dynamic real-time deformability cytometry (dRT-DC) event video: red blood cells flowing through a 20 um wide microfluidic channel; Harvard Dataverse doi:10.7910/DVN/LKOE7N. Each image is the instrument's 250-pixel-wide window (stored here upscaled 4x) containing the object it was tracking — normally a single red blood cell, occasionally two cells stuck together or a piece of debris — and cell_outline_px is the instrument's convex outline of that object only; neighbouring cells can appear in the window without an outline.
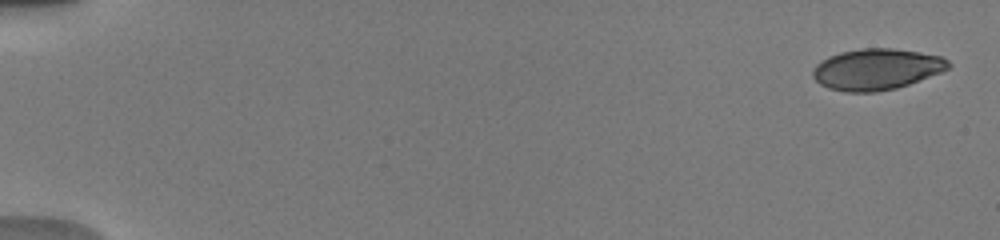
{"species": "human", "species_latin": "Homo sapiens", "temperature_condition": "warm", "stored_images_in_passage": 54, "camera_frame_rate_fps": 3000, "um_per_image_px": 0.085, "donor": {"sex": "male"}, "frame": {"image": 1, "passage_image": 2, "time_ms": 0.333, "image_size_px": [1000, 240], "cell_outline_px": [[952, 64], [948, 68], [940, 72], [908, 84], [896, 88], [876, 92], [844, 92], [828, 88], [820, 84], [812, 76], [812, 72], [816, 64], [820, 60], [828, 56], [840, 52], [860, 48], [892, 48], [920, 52], [940, 56], [948, 60]], "centroid_in_image_um": [74.47, 5.88], "position_along_channel_um": 10.5, "area_um2": 32.54}}
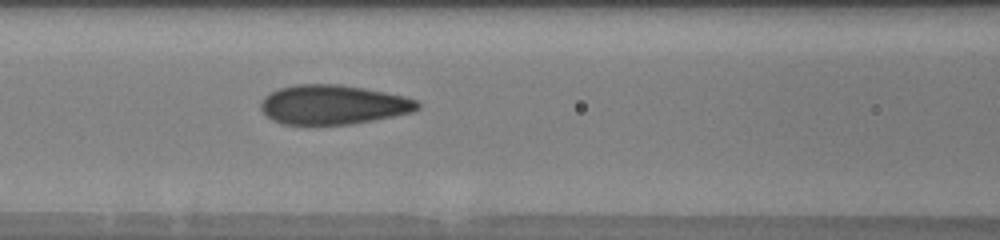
{"frame": {"image": 2, "passage_image": 30, "time_ms": 8.0, "image_size_px": [1000, 240], "cell_outline_px": [[420, 108], [412, 112], [372, 120], [348, 124], [280, 124], [272, 120], [260, 108], [260, 100], [264, 96], [280, 88], [296, 84], [340, 84], [364, 88], [404, 96], [416, 100], [420, 104]], "centroid_in_image_um": [28.29, 8.89], "position_along_channel_um": 138.3, "area_um2": 35.84}}
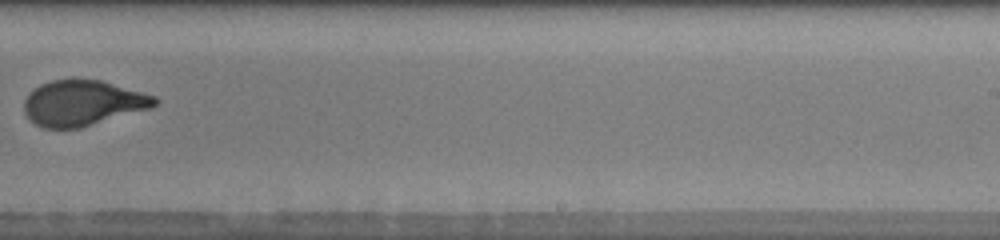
{"frame": {"image": 3, "passage_image": 39, "time_ms": 11.667, "image_size_px": [1000, 240], "cell_outline_px": [[160, 100], [152, 108], [80, 128], [44, 128], [36, 124], [24, 112], [24, 100], [40, 84], [52, 80], [72, 76], [76, 76], [100, 80], [156, 96]], "centroid_in_image_um": [7.06, 8.72], "position_along_channel_um": 281.9, "area_um2": 35.03}, "authors_computed_cell_mechanics": {"area_um2": 34.5644, "velocity_mm_per_s": 3.9221, "shape_relaxation_time_tau1_ms": 4.8555, "shape_relaxation_time_tau2_ms": null, "deformation_change_tau1": 0.2083, "deformation_change_tau2": null}}